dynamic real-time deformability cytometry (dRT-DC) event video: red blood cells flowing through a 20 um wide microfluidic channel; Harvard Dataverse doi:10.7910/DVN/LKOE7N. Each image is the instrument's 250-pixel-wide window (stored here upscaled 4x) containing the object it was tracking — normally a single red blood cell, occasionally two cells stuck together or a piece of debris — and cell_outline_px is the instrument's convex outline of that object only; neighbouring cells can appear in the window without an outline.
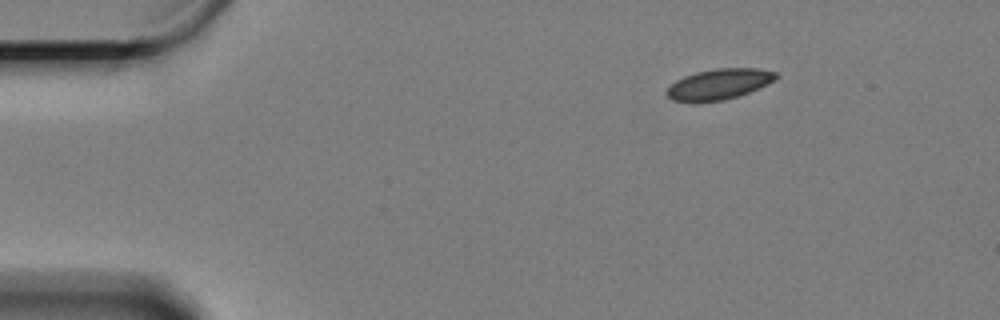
{"species": "Egyptian fruit bat (a non-hibernating species)", "species_latin": "Rousettus aegyptiacus", "temperature_condition": "cold", "stored_images_in_passage": 9, "camera_frame_rate_fps": 3000, "um_per_image_px": 0.085, "animal": {"sex": "female"}, "frame": {"image": 1, "passage_image": 1, "time_ms": 0.0, "image_size_px": [1000, 320], "cell_outline_px": [[780, 76], [776, 80], [768, 84], [748, 92], [724, 100], [692, 104], [672, 100], [664, 92], [676, 80], [684, 76], [696, 72], [716, 68], [760, 68], [776, 72]], "centroid_in_image_um": [61.1, 7.17], "position_along_channel_um": 23.9, "area_um2": 19.88}}